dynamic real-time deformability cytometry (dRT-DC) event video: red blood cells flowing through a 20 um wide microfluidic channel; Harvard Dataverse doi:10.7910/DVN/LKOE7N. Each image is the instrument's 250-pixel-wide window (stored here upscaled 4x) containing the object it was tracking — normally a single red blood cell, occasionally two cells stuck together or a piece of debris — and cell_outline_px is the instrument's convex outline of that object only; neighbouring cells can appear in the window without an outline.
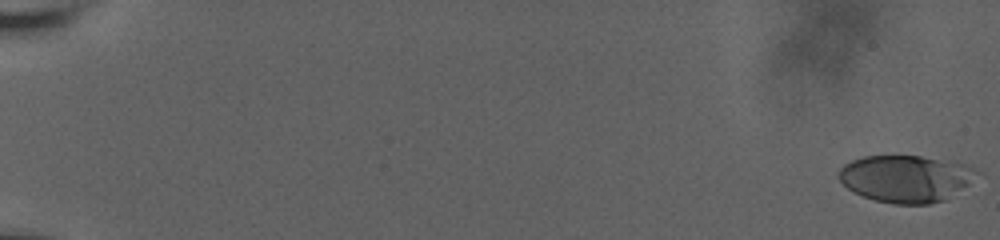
{"species": "human", "species_latin": "Homo sapiens", "temperature_condition": "room temperature", "stored_images_in_passage": 99, "camera_frame_rate_fps": 3000, "um_per_image_px": 0.085, "donor": {"sex": "male"}, "frame": {"image": 1, "passage_image": 1, "time_ms": 0.0, "image_size_px": [1000, 240], "cell_outline_px": [[984, 172], [968, 184], [944, 200], [928, 204], [892, 204], [876, 200], [864, 196], [848, 188], [836, 176], [836, 172], [844, 164], [852, 160], [864, 156], [920, 156], [960, 164]], "centroid_in_image_um": [76.97, 15.18], "position_along_channel_um": 8.0, "area_um2": 37.51}}
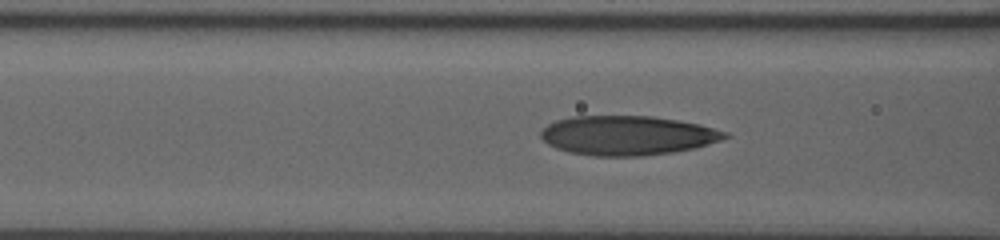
{"frame": {"image": 2, "passage_image": 56, "time_ms": 9.0, "image_size_px": [1000, 240], "cell_outline_px": [[732, 136], [720, 140], [692, 148], [672, 152], [644, 156], [592, 156], [568, 152], [556, 148], [548, 144], [540, 136], [540, 132], [548, 124], [556, 120], [568, 116], [652, 116], [700, 124], [728, 132]], "centroid_in_image_um": [53.31, 11.51], "position_along_channel_um": 113.3, "area_um2": 42.31}}
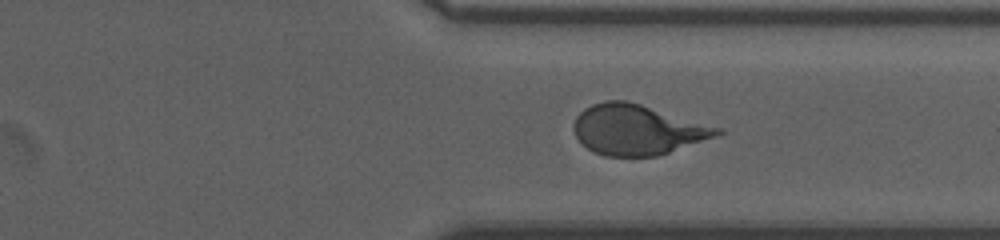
{"frame": {"image": 3, "passage_image": 98, "time_ms": 15.667, "image_size_px": [1000, 240], "cell_outline_px": [[724, 132], [716, 136], [656, 156], [604, 156], [588, 148], [576, 136], [572, 128], [572, 124], [576, 116], [584, 108], [592, 104], [604, 100], [628, 100], [720, 128]], "centroid_in_image_um": [54.12, 11.01], "position_along_channel_um": 357.3, "area_um2": 41.56}}